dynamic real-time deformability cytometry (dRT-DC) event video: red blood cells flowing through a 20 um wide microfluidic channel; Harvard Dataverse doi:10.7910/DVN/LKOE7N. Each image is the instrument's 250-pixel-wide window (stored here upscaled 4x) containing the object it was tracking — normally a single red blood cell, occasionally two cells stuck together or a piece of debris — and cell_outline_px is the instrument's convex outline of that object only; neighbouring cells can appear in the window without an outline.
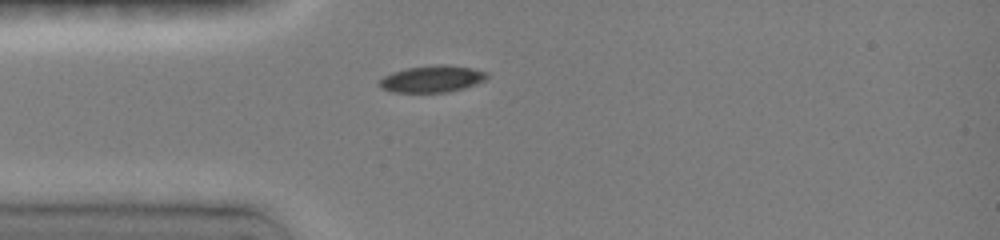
{"species": "common noctule bat (a hibernating species)", "species_latin": "Nyctalus noctula", "temperature_condition": "room temperature", "stored_images_in_passage": 2, "camera_frame_rate_fps": 3000, "um_per_image_px": 0.085, "animal": {"sex": "female", "body_mass_g": 19.0, "forearm_length_mm": 51.5}, "frame": {"image": 1, "passage_image": 1, "time_ms": 0.0, "image_size_px": [1000, 240], "cell_outline_px": [[488, 76], [484, 80], [464, 88], [444, 92], [392, 92], [384, 88], [380, 84], [380, 80], [384, 76], [392, 72], [408, 68], [468, 68], [484, 72]], "centroid_in_image_um": [36.66, 6.77], "position_along_channel_um": 48.3, "area_um2": 15.32}}